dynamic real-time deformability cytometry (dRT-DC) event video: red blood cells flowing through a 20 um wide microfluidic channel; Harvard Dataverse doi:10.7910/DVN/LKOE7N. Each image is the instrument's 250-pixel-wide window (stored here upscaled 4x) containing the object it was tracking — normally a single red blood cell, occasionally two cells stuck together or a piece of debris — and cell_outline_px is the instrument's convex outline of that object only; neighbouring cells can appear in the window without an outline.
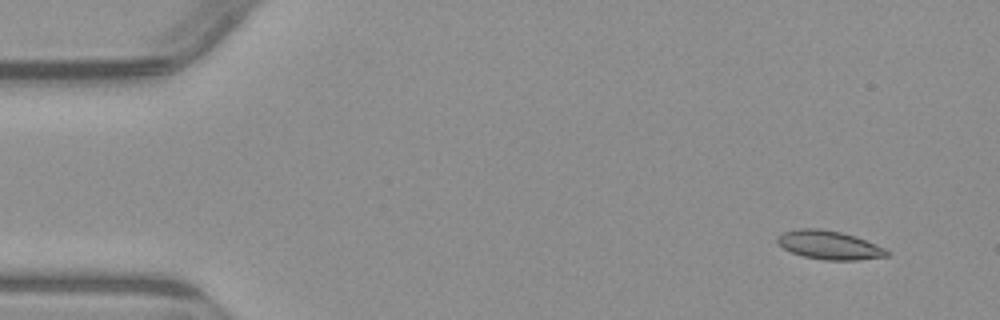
{"species": "common noctule bat (a hibernating species)", "species_latin": "Nyctalus noctula", "temperature_condition": "warm", "stored_images_in_passage": 6, "segment_of_instrument_passage": [1, 2], "camera_frame_rate_fps": 3000, "um_per_image_px": 0.085, "animal": {"sex": "male", "body_mass_g": 23.1, "forearm_length_mm": 52.7}, "frame": {"image": 1, "passage_image": 2, "time_ms": 1.0, "image_size_px": [1000, 320], "cell_outline_px": [[892, 252], [888, 256], [856, 260], [824, 260], [804, 256], [792, 252], [784, 248], [776, 240], [776, 236], [784, 232], [800, 228], [820, 228], [840, 232], [856, 236], [876, 244]], "centroid_in_image_um": [70.51, 20.82], "position_along_channel_um": 14.5, "area_um2": 18.26}}
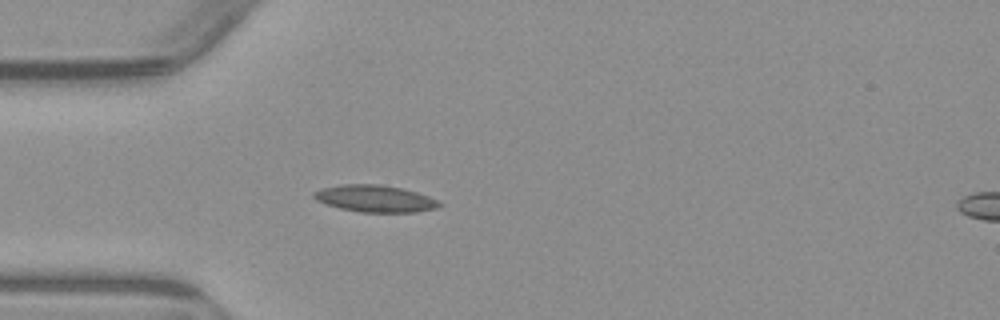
{"frame": {"image": 2, "passage_image": 5, "time_ms": 4.667, "image_size_px": [1000, 320], "cell_outline_px": [[444, 204], [436, 208], [416, 212], [360, 212], [340, 208], [316, 200], [312, 196], [312, 192], [320, 188], [340, 184], [380, 184], [404, 188], [428, 196]], "centroid_in_image_um": [31.86, 16.87], "position_along_channel_um": 53.1, "area_um2": 19.77}}